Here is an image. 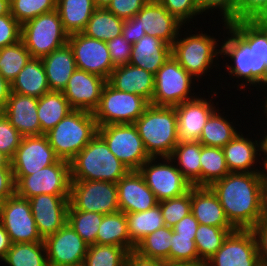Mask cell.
<instances>
[{
  "mask_svg": "<svg viewBox=\"0 0 267 266\" xmlns=\"http://www.w3.org/2000/svg\"><path fill=\"white\" fill-rule=\"evenodd\" d=\"M201 15L219 9L222 15V22L230 23L235 21V0H196ZM215 8V9H214ZM213 9V10H212Z\"/></svg>",
  "mask_w": 267,
  "mask_h": 266,
  "instance_id": "11a10c76",
  "label": "cell"
},
{
  "mask_svg": "<svg viewBox=\"0 0 267 266\" xmlns=\"http://www.w3.org/2000/svg\"><path fill=\"white\" fill-rule=\"evenodd\" d=\"M13 178L15 193L26 199L41 194L70 196L71 171L70 162L66 160L59 159L31 175Z\"/></svg>",
  "mask_w": 267,
  "mask_h": 266,
  "instance_id": "ba28073f",
  "label": "cell"
},
{
  "mask_svg": "<svg viewBox=\"0 0 267 266\" xmlns=\"http://www.w3.org/2000/svg\"><path fill=\"white\" fill-rule=\"evenodd\" d=\"M168 266H204V265L168 264Z\"/></svg>",
  "mask_w": 267,
  "mask_h": 266,
  "instance_id": "34e18365",
  "label": "cell"
},
{
  "mask_svg": "<svg viewBox=\"0 0 267 266\" xmlns=\"http://www.w3.org/2000/svg\"><path fill=\"white\" fill-rule=\"evenodd\" d=\"M107 45L114 68L129 64L133 44L123 35L107 41Z\"/></svg>",
  "mask_w": 267,
  "mask_h": 266,
  "instance_id": "f5cc1de1",
  "label": "cell"
},
{
  "mask_svg": "<svg viewBox=\"0 0 267 266\" xmlns=\"http://www.w3.org/2000/svg\"><path fill=\"white\" fill-rule=\"evenodd\" d=\"M57 10L41 14L21 25V40L32 58H42L68 43Z\"/></svg>",
  "mask_w": 267,
  "mask_h": 266,
  "instance_id": "8992f818",
  "label": "cell"
},
{
  "mask_svg": "<svg viewBox=\"0 0 267 266\" xmlns=\"http://www.w3.org/2000/svg\"><path fill=\"white\" fill-rule=\"evenodd\" d=\"M10 92L11 83L0 74V113L4 112Z\"/></svg>",
  "mask_w": 267,
  "mask_h": 266,
  "instance_id": "be15d7a7",
  "label": "cell"
},
{
  "mask_svg": "<svg viewBox=\"0 0 267 266\" xmlns=\"http://www.w3.org/2000/svg\"><path fill=\"white\" fill-rule=\"evenodd\" d=\"M264 186H265V201H266V207H267V180H263Z\"/></svg>",
  "mask_w": 267,
  "mask_h": 266,
  "instance_id": "753ad0ef",
  "label": "cell"
},
{
  "mask_svg": "<svg viewBox=\"0 0 267 266\" xmlns=\"http://www.w3.org/2000/svg\"><path fill=\"white\" fill-rule=\"evenodd\" d=\"M147 2V0H112L106 9L118 18L128 20L136 16Z\"/></svg>",
  "mask_w": 267,
  "mask_h": 266,
  "instance_id": "9f6ffc18",
  "label": "cell"
},
{
  "mask_svg": "<svg viewBox=\"0 0 267 266\" xmlns=\"http://www.w3.org/2000/svg\"><path fill=\"white\" fill-rule=\"evenodd\" d=\"M193 80L196 79L171 55L154 75V92L150 104L176 106L196 98L195 92H191L195 82Z\"/></svg>",
  "mask_w": 267,
  "mask_h": 266,
  "instance_id": "9c48e42d",
  "label": "cell"
},
{
  "mask_svg": "<svg viewBox=\"0 0 267 266\" xmlns=\"http://www.w3.org/2000/svg\"><path fill=\"white\" fill-rule=\"evenodd\" d=\"M148 2H159L160 0H147Z\"/></svg>",
  "mask_w": 267,
  "mask_h": 266,
  "instance_id": "11e5206c",
  "label": "cell"
},
{
  "mask_svg": "<svg viewBox=\"0 0 267 266\" xmlns=\"http://www.w3.org/2000/svg\"><path fill=\"white\" fill-rule=\"evenodd\" d=\"M22 138L4 113H0V151L12 159Z\"/></svg>",
  "mask_w": 267,
  "mask_h": 266,
  "instance_id": "681fc988",
  "label": "cell"
},
{
  "mask_svg": "<svg viewBox=\"0 0 267 266\" xmlns=\"http://www.w3.org/2000/svg\"><path fill=\"white\" fill-rule=\"evenodd\" d=\"M3 262L6 266H48L45 244L12 243Z\"/></svg>",
  "mask_w": 267,
  "mask_h": 266,
  "instance_id": "ab89813d",
  "label": "cell"
},
{
  "mask_svg": "<svg viewBox=\"0 0 267 266\" xmlns=\"http://www.w3.org/2000/svg\"><path fill=\"white\" fill-rule=\"evenodd\" d=\"M28 200L38 233L43 240L67 223L69 197L41 194Z\"/></svg>",
  "mask_w": 267,
  "mask_h": 266,
  "instance_id": "d6986e66",
  "label": "cell"
},
{
  "mask_svg": "<svg viewBox=\"0 0 267 266\" xmlns=\"http://www.w3.org/2000/svg\"><path fill=\"white\" fill-rule=\"evenodd\" d=\"M21 40V24L11 13L0 16V49Z\"/></svg>",
  "mask_w": 267,
  "mask_h": 266,
  "instance_id": "db71d44e",
  "label": "cell"
},
{
  "mask_svg": "<svg viewBox=\"0 0 267 266\" xmlns=\"http://www.w3.org/2000/svg\"><path fill=\"white\" fill-rule=\"evenodd\" d=\"M11 167V159L0 151V168Z\"/></svg>",
  "mask_w": 267,
  "mask_h": 266,
  "instance_id": "a7ac6f4b",
  "label": "cell"
},
{
  "mask_svg": "<svg viewBox=\"0 0 267 266\" xmlns=\"http://www.w3.org/2000/svg\"><path fill=\"white\" fill-rule=\"evenodd\" d=\"M107 82L119 91L135 93L151 103L154 92V74L127 64L112 70Z\"/></svg>",
  "mask_w": 267,
  "mask_h": 266,
  "instance_id": "83f0119b",
  "label": "cell"
},
{
  "mask_svg": "<svg viewBox=\"0 0 267 266\" xmlns=\"http://www.w3.org/2000/svg\"><path fill=\"white\" fill-rule=\"evenodd\" d=\"M50 91H63L77 69L74 54L67 43L41 58Z\"/></svg>",
  "mask_w": 267,
  "mask_h": 266,
  "instance_id": "f546056e",
  "label": "cell"
},
{
  "mask_svg": "<svg viewBox=\"0 0 267 266\" xmlns=\"http://www.w3.org/2000/svg\"><path fill=\"white\" fill-rule=\"evenodd\" d=\"M172 227L163 226L145 236L136 246L135 252L144 258L166 261L170 264Z\"/></svg>",
  "mask_w": 267,
  "mask_h": 266,
  "instance_id": "f35d334b",
  "label": "cell"
},
{
  "mask_svg": "<svg viewBox=\"0 0 267 266\" xmlns=\"http://www.w3.org/2000/svg\"><path fill=\"white\" fill-rule=\"evenodd\" d=\"M204 266H261L252 231L236 229L231 232Z\"/></svg>",
  "mask_w": 267,
  "mask_h": 266,
  "instance_id": "2e32d148",
  "label": "cell"
},
{
  "mask_svg": "<svg viewBox=\"0 0 267 266\" xmlns=\"http://www.w3.org/2000/svg\"><path fill=\"white\" fill-rule=\"evenodd\" d=\"M224 29L227 31V37L221 43V56L231 58L234 63L227 64L223 67L227 68L229 76L239 78L242 81L240 91L245 87L254 86L257 88V69L256 60L251 53L249 44L228 24L224 23ZM225 55V56H224Z\"/></svg>",
  "mask_w": 267,
  "mask_h": 266,
  "instance_id": "5bb4252c",
  "label": "cell"
},
{
  "mask_svg": "<svg viewBox=\"0 0 267 266\" xmlns=\"http://www.w3.org/2000/svg\"><path fill=\"white\" fill-rule=\"evenodd\" d=\"M97 9L93 0H57L56 10L68 35L82 33Z\"/></svg>",
  "mask_w": 267,
  "mask_h": 266,
  "instance_id": "1f68e13d",
  "label": "cell"
},
{
  "mask_svg": "<svg viewBox=\"0 0 267 266\" xmlns=\"http://www.w3.org/2000/svg\"><path fill=\"white\" fill-rule=\"evenodd\" d=\"M126 266H168L166 261L144 258L135 251L129 252Z\"/></svg>",
  "mask_w": 267,
  "mask_h": 266,
  "instance_id": "6125c7cd",
  "label": "cell"
},
{
  "mask_svg": "<svg viewBox=\"0 0 267 266\" xmlns=\"http://www.w3.org/2000/svg\"><path fill=\"white\" fill-rule=\"evenodd\" d=\"M266 132H264L265 134H262V135H265V136H262V138H260L261 152L263 154L262 158H267V133Z\"/></svg>",
  "mask_w": 267,
  "mask_h": 266,
  "instance_id": "003e7915",
  "label": "cell"
},
{
  "mask_svg": "<svg viewBox=\"0 0 267 266\" xmlns=\"http://www.w3.org/2000/svg\"><path fill=\"white\" fill-rule=\"evenodd\" d=\"M43 241L48 266H77L84 263L89 245L68 223Z\"/></svg>",
  "mask_w": 267,
  "mask_h": 266,
  "instance_id": "e0dca14e",
  "label": "cell"
},
{
  "mask_svg": "<svg viewBox=\"0 0 267 266\" xmlns=\"http://www.w3.org/2000/svg\"><path fill=\"white\" fill-rule=\"evenodd\" d=\"M10 13V0H0V16Z\"/></svg>",
  "mask_w": 267,
  "mask_h": 266,
  "instance_id": "03108f58",
  "label": "cell"
},
{
  "mask_svg": "<svg viewBox=\"0 0 267 266\" xmlns=\"http://www.w3.org/2000/svg\"><path fill=\"white\" fill-rule=\"evenodd\" d=\"M71 181L117 183L130 170L110 151L97 134L71 161Z\"/></svg>",
  "mask_w": 267,
  "mask_h": 266,
  "instance_id": "3957f363",
  "label": "cell"
},
{
  "mask_svg": "<svg viewBox=\"0 0 267 266\" xmlns=\"http://www.w3.org/2000/svg\"><path fill=\"white\" fill-rule=\"evenodd\" d=\"M195 236L180 235L172 231L170 264L204 265L199 259Z\"/></svg>",
  "mask_w": 267,
  "mask_h": 266,
  "instance_id": "bcb514c9",
  "label": "cell"
},
{
  "mask_svg": "<svg viewBox=\"0 0 267 266\" xmlns=\"http://www.w3.org/2000/svg\"><path fill=\"white\" fill-rule=\"evenodd\" d=\"M68 44L73 51L77 69L108 80L114 66L107 42L75 33L68 36Z\"/></svg>",
  "mask_w": 267,
  "mask_h": 266,
  "instance_id": "9a60e30c",
  "label": "cell"
},
{
  "mask_svg": "<svg viewBox=\"0 0 267 266\" xmlns=\"http://www.w3.org/2000/svg\"><path fill=\"white\" fill-rule=\"evenodd\" d=\"M250 230L256 240L257 254L261 266H267V211L263 218Z\"/></svg>",
  "mask_w": 267,
  "mask_h": 266,
  "instance_id": "6f0895ef",
  "label": "cell"
},
{
  "mask_svg": "<svg viewBox=\"0 0 267 266\" xmlns=\"http://www.w3.org/2000/svg\"><path fill=\"white\" fill-rule=\"evenodd\" d=\"M199 222L189 213L187 216L182 218L178 223H176L172 228L173 231L185 236H195L198 229Z\"/></svg>",
  "mask_w": 267,
  "mask_h": 266,
  "instance_id": "94428289",
  "label": "cell"
},
{
  "mask_svg": "<svg viewBox=\"0 0 267 266\" xmlns=\"http://www.w3.org/2000/svg\"><path fill=\"white\" fill-rule=\"evenodd\" d=\"M12 242L4 226L0 223V259L4 260L7 251L10 249Z\"/></svg>",
  "mask_w": 267,
  "mask_h": 266,
  "instance_id": "e7e4bbea",
  "label": "cell"
},
{
  "mask_svg": "<svg viewBox=\"0 0 267 266\" xmlns=\"http://www.w3.org/2000/svg\"><path fill=\"white\" fill-rule=\"evenodd\" d=\"M0 223L12 243L44 242L38 233L29 200L16 193L2 202Z\"/></svg>",
  "mask_w": 267,
  "mask_h": 266,
  "instance_id": "4fadbf2b",
  "label": "cell"
},
{
  "mask_svg": "<svg viewBox=\"0 0 267 266\" xmlns=\"http://www.w3.org/2000/svg\"><path fill=\"white\" fill-rule=\"evenodd\" d=\"M262 102H265L263 105L264 106H261L263 107V113L266 115L265 117L267 118V96L265 97V101H262Z\"/></svg>",
  "mask_w": 267,
  "mask_h": 266,
  "instance_id": "8c879c8a",
  "label": "cell"
},
{
  "mask_svg": "<svg viewBox=\"0 0 267 266\" xmlns=\"http://www.w3.org/2000/svg\"><path fill=\"white\" fill-rule=\"evenodd\" d=\"M97 134L93 113L74 109L45 135L55 155L70 162Z\"/></svg>",
  "mask_w": 267,
  "mask_h": 266,
  "instance_id": "277c9868",
  "label": "cell"
},
{
  "mask_svg": "<svg viewBox=\"0 0 267 266\" xmlns=\"http://www.w3.org/2000/svg\"><path fill=\"white\" fill-rule=\"evenodd\" d=\"M261 160L263 161V163L262 162H260V160H259V163L262 165L261 167H262V177H263V180H267V158H261Z\"/></svg>",
  "mask_w": 267,
  "mask_h": 266,
  "instance_id": "89a4df30",
  "label": "cell"
},
{
  "mask_svg": "<svg viewBox=\"0 0 267 266\" xmlns=\"http://www.w3.org/2000/svg\"><path fill=\"white\" fill-rule=\"evenodd\" d=\"M201 143L198 141H183L173 149L170 159L176 162L177 169L192 185L201 187Z\"/></svg>",
  "mask_w": 267,
  "mask_h": 266,
  "instance_id": "d6a6232c",
  "label": "cell"
},
{
  "mask_svg": "<svg viewBox=\"0 0 267 266\" xmlns=\"http://www.w3.org/2000/svg\"><path fill=\"white\" fill-rule=\"evenodd\" d=\"M159 206L165 225L173 227L191 213V188L182 196L160 201Z\"/></svg>",
  "mask_w": 267,
  "mask_h": 266,
  "instance_id": "c3c4849f",
  "label": "cell"
},
{
  "mask_svg": "<svg viewBox=\"0 0 267 266\" xmlns=\"http://www.w3.org/2000/svg\"><path fill=\"white\" fill-rule=\"evenodd\" d=\"M156 159L149 158L138 171L157 201L179 197L187 193L192 185L177 169L175 162L173 164L169 157H158V161Z\"/></svg>",
  "mask_w": 267,
  "mask_h": 266,
  "instance_id": "7c38bea8",
  "label": "cell"
},
{
  "mask_svg": "<svg viewBox=\"0 0 267 266\" xmlns=\"http://www.w3.org/2000/svg\"><path fill=\"white\" fill-rule=\"evenodd\" d=\"M98 134L130 171H138L150 158L133 123L98 126Z\"/></svg>",
  "mask_w": 267,
  "mask_h": 266,
  "instance_id": "30bf717a",
  "label": "cell"
},
{
  "mask_svg": "<svg viewBox=\"0 0 267 266\" xmlns=\"http://www.w3.org/2000/svg\"><path fill=\"white\" fill-rule=\"evenodd\" d=\"M37 107L38 98L10 92L3 113L23 137L37 136L41 135Z\"/></svg>",
  "mask_w": 267,
  "mask_h": 266,
  "instance_id": "d4e9b609",
  "label": "cell"
},
{
  "mask_svg": "<svg viewBox=\"0 0 267 266\" xmlns=\"http://www.w3.org/2000/svg\"><path fill=\"white\" fill-rule=\"evenodd\" d=\"M186 34L181 38L182 34L179 32L171 46V55L194 79L199 81L214 66L218 68L213 62L215 58L217 61L221 55V49H219L221 45H218L219 40L214 36L211 37L202 31Z\"/></svg>",
  "mask_w": 267,
  "mask_h": 266,
  "instance_id": "5b68a950",
  "label": "cell"
},
{
  "mask_svg": "<svg viewBox=\"0 0 267 266\" xmlns=\"http://www.w3.org/2000/svg\"><path fill=\"white\" fill-rule=\"evenodd\" d=\"M122 35L132 44L136 43L141 37L146 35L144 29L140 28L139 18L137 16L124 21Z\"/></svg>",
  "mask_w": 267,
  "mask_h": 266,
  "instance_id": "91938a15",
  "label": "cell"
},
{
  "mask_svg": "<svg viewBox=\"0 0 267 266\" xmlns=\"http://www.w3.org/2000/svg\"><path fill=\"white\" fill-rule=\"evenodd\" d=\"M68 210L112 214L119 212L116 183L71 181Z\"/></svg>",
  "mask_w": 267,
  "mask_h": 266,
  "instance_id": "8fae6325",
  "label": "cell"
},
{
  "mask_svg": "<svg viewBox=\"0 0 267 266\" xmlns=\"http://www.w3.org/2000/svg\"><path fill=\"white\" fill-rule=\"evenodd\" d=\"M58 160L46 135L24 136L11 159L13 176L31 175Z\"/></svg>",
  "mask_w": 267,
  "mask_h": 266,
  "instance_id": "ac0fdd59",
  "label": "cell"
},
{
  "mask_svg": "<svg viewBox=\"0 0 267 266\" xmlns=\"http://www.w3.org/2000/svg\"><path fill=\"white\" fill-rule=\"evenodd\" d=\"M57 0H10V13L22 25L41 14L56 10Z\"/></svg>",
  "mask_w": 267,
  "mask_h": 266,
  "instance_id": "7dc6e473",
  "label": "cell"
},
{
  "mask_svg": "<svg viewBox=\"0 0 267 266\" xmlns=\"http://www.w3.org/2000/svg\"><path fill=\"white\" fill-rule=\"evenodd\" d=\"M228 24L249 44L256 60L257 89L260 86L264 89L267 87V20H240Z\"/></svg>",
  "mask_w": 267,
  "mask_h": 266,
  "instance_id": "cb8c5ba5",
  "label": "cell"
},
{
  "mask_svg": "<svg viewBox=\"0 0 267 266\" xmlns=\"http://www.w3.org/2000/svg\"><path fill=\"white\" fill-rule=\"evenodd\" d=\"M125 215L129 237L134 246L148 234L165 226L159 202L147 211L127 213Z\"/></svg>",
  "mask_w": 267,
  "mask_h": 266,
  "instance_id": "74e56055",
  "label": "cell"
},
{
  "mask_svg": "<svg viewBox=\"0 0 267 266\" xmlns=\"http://www.w3.org/2000/svg\"><path fill=\"white\" fill-rule=\"evenodd\" d=\"M124 21L106 8H97L82 33L90 38L107 42L122 35Z\"/></svg>",
  "mask_w": 267,
  "mask_h": 266,
  "instance_id": "d590c367",
  "label": "cell"
},
{
  "mask_svg": "<svg viewBox=\"0 0 267 266\" xmlns=\"http://www.w3.org/2000/svg\"><path fill=\"white\" fill-rule=\"evenodd\" d=\"M129 251L115 245L92 244L88 246L85 266H126Z\"/></svg>",
  "mask_w": 267,
  "mask_h": 266,
  "instance_id": "ee69618b",
  "label": "cell"
},
{
  "mask_svg": "<svg viewBox=\"0 0 267 266\" xmlns=\"http://www.w3.org/2000/svg\"><path fill=\"white\" fill-rule=\"evenodd\" d=\"M96 244L115 245L126 248L129 252L135 250L129 237L127 218L124 212L119 211L103 216L98 229Z\"/></svg>",
  "mask_w": 267,
  "mask_h": 266,
  "instance_id": "e575fe53",
  "label": "cell"
},
{
  "mask_svg": "<svg viewBox=\"0 0 267 266\" xmlns=\"http://www.w3.org/2000/svg\"><path fill=\"white\" fill-rule=\"evenodd\" d=\"M136 16L146 35L157 37L170 46L177 39L181 27L183 28V23L160 2H147Z\"/></svg>",
  "mask_w": 267,
  "mask_h": 266,
  "instance_id": "603a6c76",
  "label": "cell"
},
{
  "mask_svg": "<svg viewBox=\"0 0 267 266\" xmlns=\"http://www.w3.org/2000/svg\"><path fill=\"white\" fill-rule=\"evenodd\" d=\"M1 206H2V201L0 200V218H1Z\"/></svg>",
  "mask_w": 267,
  "mask_h": 266,
  "instance_id": "2a66077c",
  "label": "cell"
},
{
  "mask_svg": "<svg viewBox=\"0 0 267 266\" xmlns=\"http://www.w3.org/2000/svg\"><path fill=\"white\" fill-rule=\"evenodd\" d=\"M116 185L119 210L125 214L147 211L158 204L139 171H129Z\"/></svg>",
  "mask_w": 267,
  "mask_h": 266,
  "instance_id": "7402d4cb",
  "label": "cell"
},
{
  "mask_svg": "<svg viewBox=\"0 0 267 266\" xmlns=\"http://www.w3.org/2000/svg\"><path fill=\"white\" fill-rule=\"evenodd\" d=\"M47 76L41 58H31L11 82V92L40 98L49 92Z\"/></svg>",
  "mask_w": 267,
  "mask_h": 266,
  "instance_id": "4dcf8cb0",
  "label": "cell"
},
{
  "mask_svg": "<svg viewBox=\"0 0 267 266\" xmlns=\"http://www.w3.org/2000/svg\"><path fill=\"white\" fill-rule=\"evenodd\" d=\"M210 188L235 229L250 230L267 211L262 172H230Z\"/></svg>",
  "mask_w": 267,
  "mask_h": 266,
  "instance_id": "6da1fadb",
  "label": "cell"
},
{
  "mask_svg": "<svg viewBox=\"0 0 267 266\" xmlns=\"http://www.w3.org/2000/svg\"><path fill=\"white\" fill-rule=\"evenodd\" d=\"M15 193V182L11 167L0 168V200L4 202Z\"/></svg>",
  "mask_w": 267,
  "mask_h": 266,
  "instance_id": "680465c9",
  "label": "cell"
},
{
  "mask_svg": "<svg viewBox=\"0 0 267 266\" xmlns=\"http://www.w3.org/2000/svg\"><path fill=\"white\" fill-rule=\"evenodd\" d=\"M104 214L80 210H68L67 223L88 244H96L99 226Z\"/></svg>",
  "mask_w": 267,
  "mask_h": 266,
  "instance_id": "f6af8a7d",
  "label": "cell"
},
{
  "mask_svg": "<svg viewBox=\"0 0 267 266\" xmlns=\"http://www.w3.org/2000/svg\"><path fill=\"white\" fill-rule=\"evenodd\" d=\"M170 56V45L157 37L145 35L133 44L129 64L155 75Z\"/></svg>",
  "mask_w": 267,
  "mask_h": 266,
  "instance_id": "f1b7e54d",
  "label": "cell"
},
{
  "mask_svg": "<svg viewBox=\"0 0 267 266\" xmlns=\"http://www.w3.org/2000/svg\"><path fill=\"white\" fill-rule=\"evenodd\" d=\"M149 104L142 96L119 91L106 82L93 115L98 126L134 123Z\"/></svg>",
  "mask_w": 267,
  "mask_h": 266,
  "instance_id": "52a82bcc",
  "label": "cell"
},
{
  "mask_svg": "<svg viewBox=\"0 0 267 266\" xmlns=\"http://www.w3.org/2000/svg\"><path fill=\"white\" fill-rule=\"evenodd\" d=\"M159 2L184 26L201 14L196 0H160Z\"/></svg>",
  "mask_w": 267,
  "mask_h": 266,
  "instance_id": "816d5d0a",
  "label": "cell"
},
{
  "mask_svg": "<svg viewBox=\"0 0 267 266\" xmlns=\"http://www.w3.org/2000/svg\"><path fill=\"white\" fill-rule=\"evenodd\" d=\"M133 124L150 158L170 157L179 142L175 106L149 104Z\"/></svg>",
  "mask_w": 267,
  "mask_h": 266,
  "instance_id": "7a4b0ae2",
  "label": "cell"
},
{
  "mask_svg": "<svg viewBox=\"0 0 267 266\" xmlns=\"http://www.w3.org/2000/svg\"><path fill=\"white\" fill-rule=\"evenodd\" d=\"M219 111L222 110L216 109L203 127L198 140L203 146L223 148L240 132Z\"/></svg>",
  "mask_w": 267,
  "mask_h": 266,
  "instance_id": "8d00e7d4",
  "label": "cell"
},
{
  "mask_svg": "<svg viewBox=\"0 0 267 266\" xmlns=\"http://www.w3.org/2000/svg\"><path fill=\"white\" fill-rule=\"evenodd\" d=\"M201 187H210L215 181L230 173L223 149L208 147L201 144Z\"/></svg>",
  "mask_w": 267,
  "mask_h": 266,
  "instance_id": "60d3db41",
  "label": "cell"
},
{
  "mask_svg": "<svg viewBox=\"0 0 267 266\" xmlns=\"http://www.w3.org/2000/svg\"><path fill=\"white\" fill-rule=\"evenodd\" d=\"M267 20V0H235V21Z\"/></svg>",
  "mask_w": 267,
  "mask_h": 266,
  "instance_id": "f907efd6",
  "label": "cell"
},
{
  "mask_svg": "<svg viewBox=\"0 0 267 266\" xmlns=\"http://www.w3.org/2000/svg\"><path fill=\"white\" fill-rule=\"evenodd\" d=\"M191 213L199 224L234 228L227 219L217 195L210 187H191Z\"/></svg>",
  "mask_w": 267,
  "mask_h": 266,
  "instance_id": "4316f807",
  "label": "cell"
},
{
  "mask_svg": "<svg viewBox=\"0 0 267 266\" xmlns=\"http://www.w3.org/2000/svg\"><path fill=\"white\" fill-rule=\"evenodd\" d=\"M106 82L96 74L76 69L62 92L73 109L93 113L99 105Z\"/></svg>",
  "mask_w": 267,
  "mask_h": 266,
  "instance_id": "ffe728a7",
  "label": "cell"
},
{
  "mask_svg": "<svg viewBox=\"0 0 267 266\" xmlns=\"http://www.w3.org/2000/svg\"><path fill=\"white\" fill-rule=\"evenodd\" d=\"M235 230V228L199 224L194 239L199 259L205 263L223 245L228 235Z\"/></svg>",
  "mask_w": 267,
  "mask_h": 266,
  "instance_id": "b9f144b4",
  "label": "cell"
},
{
  "mask_svg": "<svg viewBox=\"0 0 267 266\" xmlns=\"http://www.w3.org/2000/svg\"><path fill=\"white\" fill-rule=\"evenodd\" d=\"M22 40L0 49V74L11 83L31 59Z\"/></svg>",
  "mask_w": 267,
  "mask_h": 266,
  "instance_id": "7bdbcfd3",
  "label": "cell"
},
{
  "mask_svg": "<svg viewBox=\"0 0 267 266\" xmlns=\"http://www.w3.org/2000/svg\"><path fill=\"white\" fill-rule=\"evenodd\" d=\"M112 0H93L97 8H106Z\"/></svg>",
  "mask_w": 267,
  "mask_h": 266,
  "instance_id": "2644e50d",
  "label": "cell"
},
{
  "mask_svg": "<svg viewBox=\"0 0 267 266\" xmlns=\"http://www.w3.org/2000/svg\"><path fill=\"white\" fill-rule=\"evenodd\" d=\"M208 98L197 96L175 106L179 142L198 141L210 115L217 109Z\"/></svg>",
  "mask_w": 267,
  "mask_h": 266,
  "instance_id": "44dd1931",
  "label": "cell"
},
{
  "mask_svg": "<svg viewBox=\"0 0 267 266\" xmlns=\"http://www.w3.org/2000/svg\"><path fill=\"white\" fill-rule=\"evenodd\" d=\"M245 137L239 132L222 148L227 167L230 172H262L261 167L256 168L258 157H262L260 139L254 141Z\"/></svg>",
  "mask_w": 267,
  "mask_h": 266,
  "instance_id": "484cf974",
  "label": "cell"
},
{
  "mask_svg": "<svg viewBox=\"0 0 267 266\" xmlns=\"http://www.w3.org/2000/svg\"><path fill=\"white\" fill-rule=\"evenodd\" d=\"M74 110L62 91H49L38 98V119L41 135L53 129L64 117Z\"/></svg>",
  "mask_w": 267,
  "mask_h": 266,
  "instance_id": "836d02e7",
  "label": "cell"
}]
</instances>
